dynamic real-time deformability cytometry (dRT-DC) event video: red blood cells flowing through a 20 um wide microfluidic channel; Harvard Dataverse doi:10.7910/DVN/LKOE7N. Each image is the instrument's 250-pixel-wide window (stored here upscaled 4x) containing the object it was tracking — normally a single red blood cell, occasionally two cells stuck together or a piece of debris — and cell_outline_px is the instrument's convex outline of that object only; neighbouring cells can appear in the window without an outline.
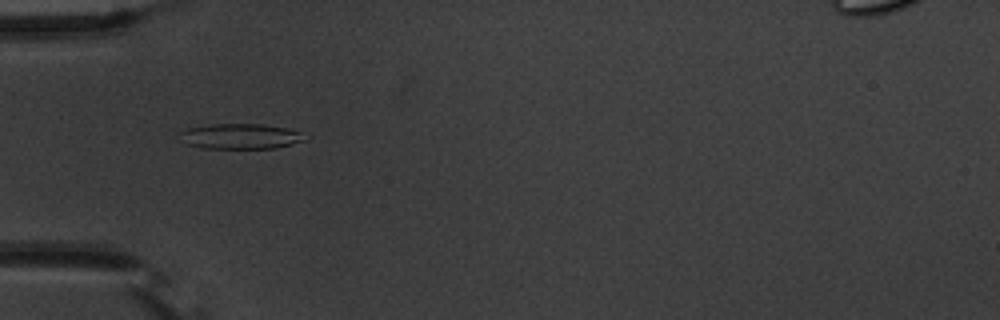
{"species": "common noctule bat (a hibernating species)", "species_latin": "Nyctalus noctula", "temperature_condition": "warm", "stored_images_in_passage": 56, "camera_frame_rate_fps": 3000, "um_per_image_px": 0.085, "animal": {"sex": "male", "body_mass_g": 20.1, "forearm_length_mm": 53.5}, "frame": {"image": 1, "passage_image": 19, "time_ms": 6.0, "image_size_px": [1000, 320], "cell_outline_px": [[312, 136], [308, 140], [276, 148], [200, 148], [188, 144], [176, 132], [188, 128], [212, 124], [260, 124], [284, 128], [300, 132]], "centroid_in_image_um": [20.49, 11.59], "position_along_channel_um": 64.5, "area_um2": 18.55}}
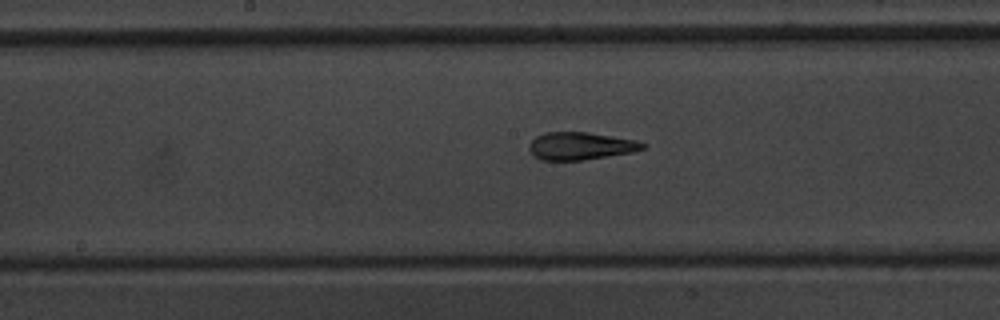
{"frame": {"image": 2, "passage_image": 30, "time_ms": 9.667, "image_size_px": [1000, 320], "cell_outline_px": [[648, 144], [644, 148], [632, 152], [608, 156], [580, 160], [540, 160], [528, 148], [528, 144], [536, 136], [544, 132], [588, 132], [636, 140]], "centroid_in_image_um": [49.34, 12.4], "position_along_channel_um": 198.9, "area_um2": 18.21}}
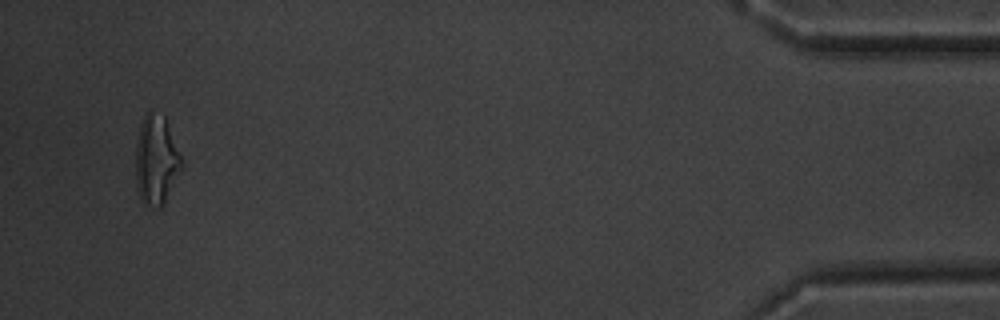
{"frame": {"image": 3, "passage_image": 54, "time_ms": 17.667, "image_size_px": [1000, 320], "cell_outline_px": [[184, 164], [164, 204], [160, 208], [156, 208], [144, 204], [140, 200], [136, 184], [136, 144], [140, 124], [144, 116], [152, 108], [164, 116], [184, 160]], "centroid_in_image_um": [13.29, 13.6], "position_along_channel_um": 421.9, "area_um2": 24.33}, "authors_computed_cell_mechanics": {"area_um2": 19.4208, "velocity_mm_per_s": 3.6931, "shape_relaxation_time_tau1_ms": 5.3975, "shape_relaxation_time_tau2_ms": 2.2214, "deformation_change_tau1": 0.1819, "deformation_change_tau2": 0.1126}}